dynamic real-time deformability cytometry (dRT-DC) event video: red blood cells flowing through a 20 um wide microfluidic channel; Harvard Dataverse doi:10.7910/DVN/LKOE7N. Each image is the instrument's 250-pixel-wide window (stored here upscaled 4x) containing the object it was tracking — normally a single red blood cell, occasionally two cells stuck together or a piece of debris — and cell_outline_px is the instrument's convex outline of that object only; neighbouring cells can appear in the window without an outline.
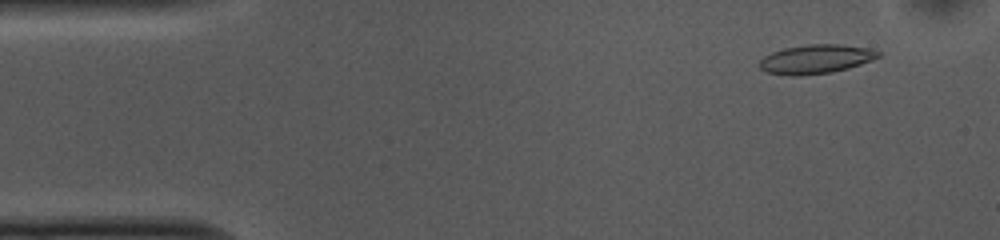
{"species": "common noctule bat (a hibernating species)", "species_latin": "Nyctalus noctula", "temperature_condition": "cold", "stored_images_in_passage": 52, "camera_frame_rate_fps": 3000, "um_per_image_px": 0.085, "animal": {"sex": "female", "body_mass_g": 10.0, "forearm_length_mm": 53.1}, "frame": {"image": 1, "passage_image": 4, "time_ms": 1.0, "image_size_px": [1000, 240], "cell_outline_px": [[880, 56], [872, 60], [848, 68], [832, 72], [800, 76], [792, 76], [768, 72], [760, 68], [760, 60], [764, 56], [772, 52], [784, 48], [808, 44], [840, 44], [868, 48], [880, 52]], "centroid_in_image_um": [69.35, 5.02], "position_along_channel_um": 15.7, "area_um2": 20.0}}
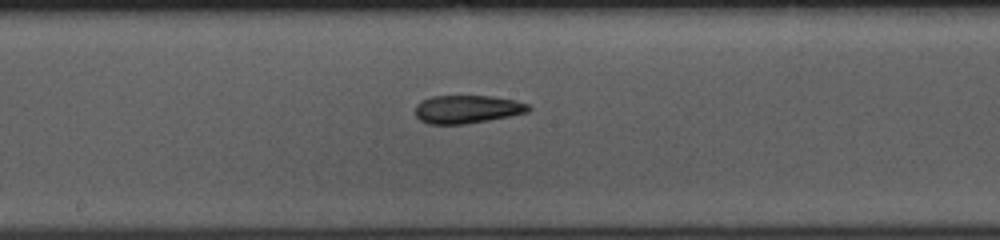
{"frame": {"image": 2, "passage_image": 26, "time_ms": 8.333, "image_size_px": [1000, 240], "cell_outline_px": [[532, 108], [528, 112], [488, 120], [464, 124], [428, 124], [420, 120], [416, 116], [416, 104], [420, 100], [432, 96], [492, 96], [516, 100], [528, 104]], "centroid_in_image_um": [39.69, 9.28], "position_along_channel_um": 208.5, "area_um2": 18.61}}
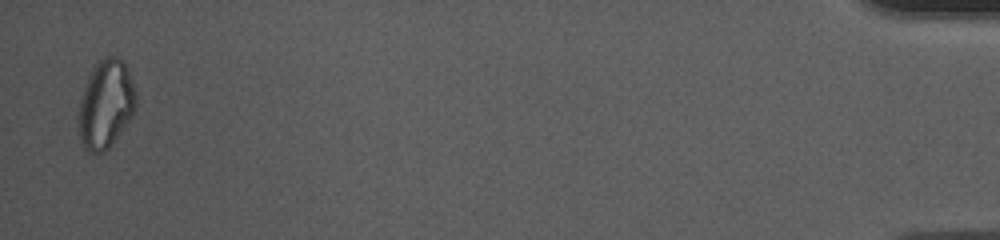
{"frame": {"image": 3, "passage_image": 51, "time_ms": 16.667, "image_size_px": [1000, 240], "cell_outline_px": [[136, 108], [132, 116], [108, 148], [104, 152], [88, 152], [84, 148], [80, 140], [76, 124], [76, 120], [80, 96], [92, 68], [96, 60], [104, 56], [116, 56], [124, 60], [128, 68], [136, 92]], "centroid_in_image_um": [8.96, 8.82], "position_along_channel_um": 426.2, "area_um2": 30.23}, "authors_computed_cell_mechanics": {"area_um2": 19.5653, "velocity_mm_per_s": 3.7467, "shape_relaxation_time_tau1_ms": null, "shape_relaxation_time_tau2_ms": 7.0184, "deformation_change_tau1": null, "deformation_change_tau2": 0.1548}}